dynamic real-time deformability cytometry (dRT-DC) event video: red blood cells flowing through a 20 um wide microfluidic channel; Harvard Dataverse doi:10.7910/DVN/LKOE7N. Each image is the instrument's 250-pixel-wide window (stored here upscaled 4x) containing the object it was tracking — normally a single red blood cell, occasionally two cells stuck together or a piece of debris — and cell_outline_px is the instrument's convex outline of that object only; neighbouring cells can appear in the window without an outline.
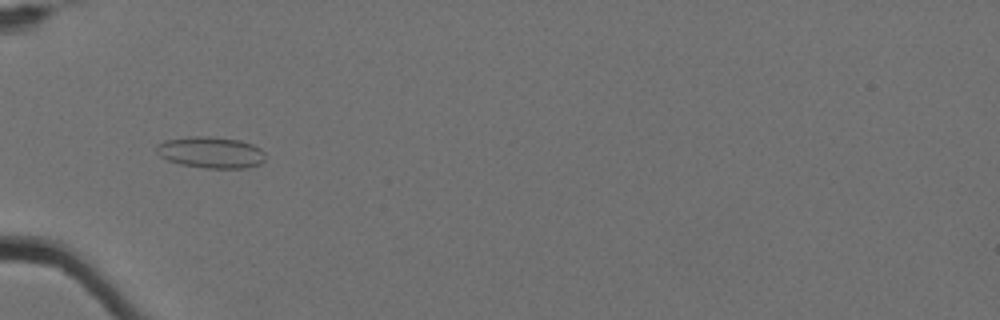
{"species": "Egyptian fruit bat (a non-hibernating species)", "species_latin": "Rousettus aegyptiacus", "temperature_condition": "cold", "stored_images_in_passage": 7, "camera_frame_rate_fps": 3000, "um_per_image_px": 0.085, "animal": {"sex": "female"}, "frame": {"image": 1, "passage_image": 6, "time_ms": 1.667, "image_size_px": [1000, 320], "cell_outline_px": [[264, 160], [260, 164], [248, 168], [204, 168], [180, 164], [168, 160], [160, 156], [156, 152], [156, 144], [164, 140], [188, 136], [212, 136], [240, 140], [252, 144], [260, 148], [264, 152]], "centroid_in_image_um": [17.9, 12.94], "position_along_channel_um": 67.1, "area_um2": 20.17}}